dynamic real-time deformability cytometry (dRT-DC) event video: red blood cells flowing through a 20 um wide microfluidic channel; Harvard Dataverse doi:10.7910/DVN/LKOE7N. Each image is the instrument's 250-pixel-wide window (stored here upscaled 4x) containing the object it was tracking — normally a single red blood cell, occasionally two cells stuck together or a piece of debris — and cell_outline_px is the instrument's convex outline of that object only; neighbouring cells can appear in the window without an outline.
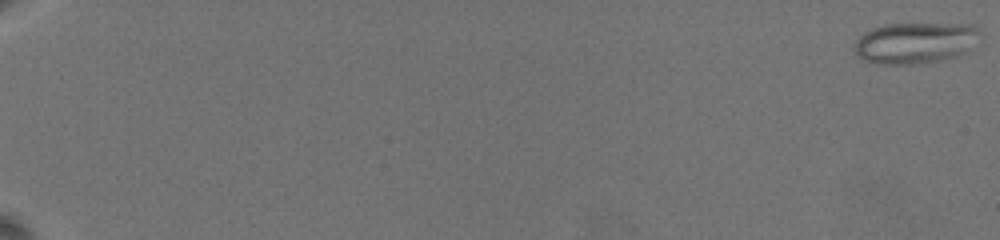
{"species": "common noctule bat (a hibernating species)", "species_latin": "Nyctalus noctula", "temperature_condition": "warm", "stored_images_in_passage": 122, "camera_frame_rate_fps": 3000, "um_per_image_px": 0.085, "animal": {"sex": "female", "body_mass_g": 19.5, "forearm_length_mm": 54.1}, "frame": {"image": 1, "passage_image": 1, "time_ms": 0.0, "image_size_px": [1000, 240], "cell_outline_px": [[976, 32], [968, 52], [956, 56], [936, 60], [912, 64], [876, 64], [864, 60], [856, 56], [856, 40], [864, 32], [872, 28], [888, 24], [976, 24]], "centroid_in_image_um": [77.71, 3.64], "position_along_channel_um": 7.3, "area_um2": 29.54}}
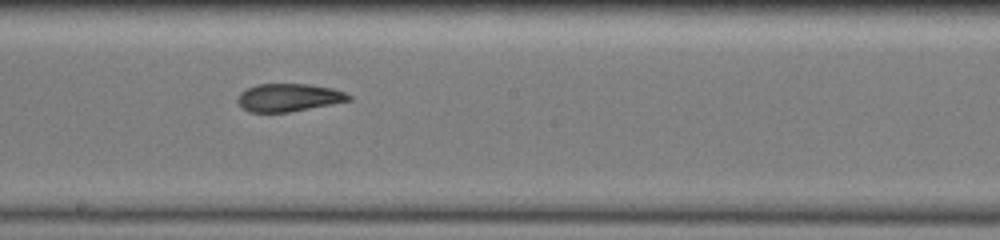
{"frame": {"image": 2, "passage_image": 73, "time_ms": 13.667, "image_size_px": [1000, 240], "cell_outline_px": [[352, 100], [292, 112], [248, 112], [236, 100], [240, 92], [256, 84], [308, 84], [332, 88], [344, 92], [352, 96]], "centroid_in_image_um": [24.55, 8.29], "position_along_channel_um": 223.7, "area_um2": 18.09}}
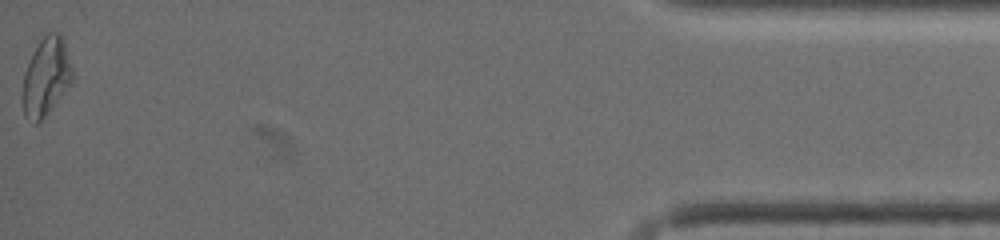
{"frame": {"image": 3, "passage_image": 121, "time_ms": 22.0, "image_size_px": [1000, 240], "cell_outline_px": [[72, 80], [48, 112], [36, 124], [32, 124], [24, 116], [20, 100], [20, 96], [24, 72], [40, 40], [48, 32], [60, 32], [64, 40], [72, 68]], "centroid_in_image_um": [3.86, 6.55], "position_along_channel_um": 431.3, "area_um2": 22.6}, "authors_computed_cell_mechanics": {"area_um2": 20.519, "velocity_mm_per_s": 3.3934, "shape_relaxation_time_tau1_ms": null, "shape_relaxation_time_tau2_ms": 2.6774, "deformation_change_tau1": null, "deformation_change_tau2": 0.1063}}